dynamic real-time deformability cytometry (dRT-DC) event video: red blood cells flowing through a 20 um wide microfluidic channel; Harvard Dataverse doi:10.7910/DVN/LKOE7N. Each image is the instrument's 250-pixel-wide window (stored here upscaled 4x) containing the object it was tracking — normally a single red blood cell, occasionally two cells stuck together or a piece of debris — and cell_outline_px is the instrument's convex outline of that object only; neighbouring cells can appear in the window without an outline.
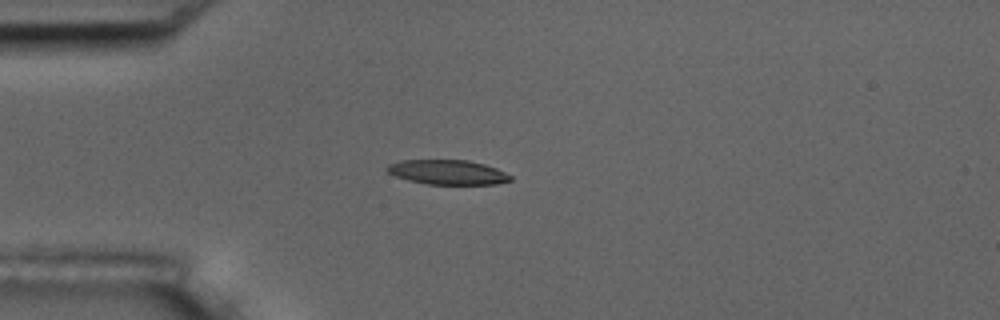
{"species": "common noctule bat (a hibernating species)", "species_latin": "Nyctalus noctula", "temperature_condition": "room temperature", "stored_images_in_passage": 8, "camera_frame_rate_fps": 3000, "um_per_image_px": 0.085, "animal": {"sex": "male", "body_mass_g": 17.5, "forearm_length_mm": 52.3}, "frame": {"image": 1, "passage_image": 3, "time_ms": 2.333, "image_size_px": [1000, 320], "cell_outline_px": [[512, 180], [496, 184], [428, 184], [408, 180], [396, 176], [388, 172], [384, 168], [388, 164], [400, 160], [468, 160], [484, 164], [496, 168], [512, 176]], "centroid_in_image_um": [38.03, 14.63], "position_along_channel_um": 47.0, "area_um2": 17.69}}
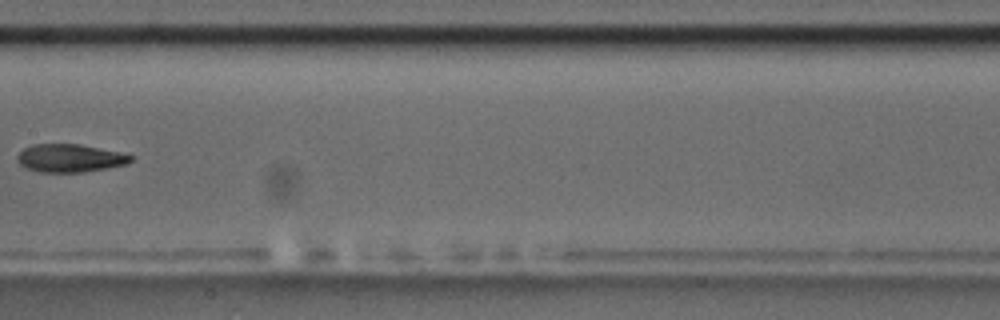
{"frame": {"image": 2, "passage_image": 7, "time_ms": 7.0, "image_size_px": [1000, 320], "cell_outline_px": [[132, 160], [124, 164], [108, 168], [84, 172], [40, 172], [28, 168], [20, 164], [16, 160], [16, 156], [24, 148], [32, 144], [80, 144], [116, 152], [132, 156]], "centroid_in_image_um": [5.88, 13.44], "position_along_channel_um": 201.5, "area_um2": 18.26}}
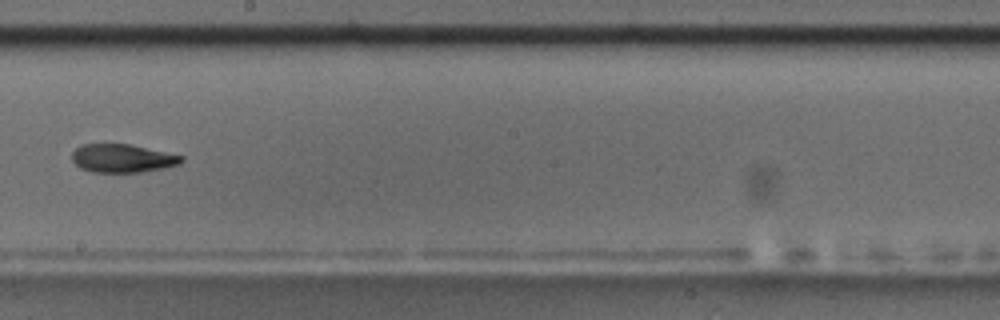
{"frame": {"image": 3, "passage_image": 8, "time_ms": 8.0, "image_size_px": [1000, 320], "cell_outline_px": [[184, 160], [180, 164], [164, 168], [144, 172], [92, 172], [80, 168], [72, 160], [72, 152], [80, 144], [128, 144], [184, 156]], "centroid_in_image_um": [10.4, 13.46], "position_along_channel_um": 237.8, "area_um2": 18.09}}